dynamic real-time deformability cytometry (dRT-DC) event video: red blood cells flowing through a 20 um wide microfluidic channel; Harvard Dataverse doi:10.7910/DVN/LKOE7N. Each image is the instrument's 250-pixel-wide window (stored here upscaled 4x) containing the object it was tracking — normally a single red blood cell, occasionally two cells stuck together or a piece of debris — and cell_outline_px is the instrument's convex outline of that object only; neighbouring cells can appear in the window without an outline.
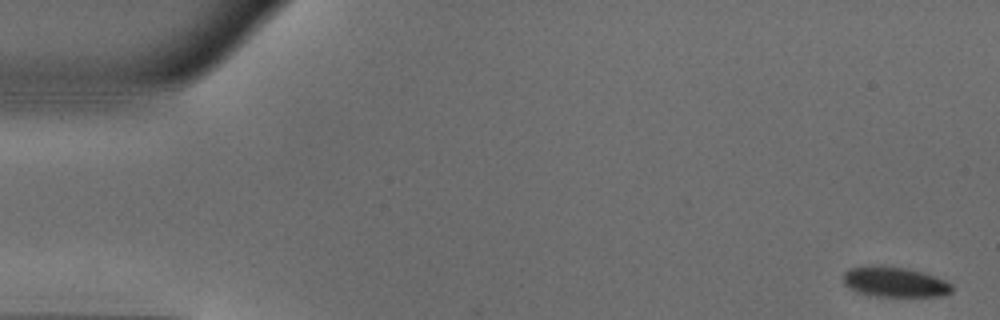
{"species": "common noctule bat (a hibernating species)", "species_latin": "Nyctalus noctula", "temperature_condition": "warm", "stored_images_in_passage": 45, "camera_frame_rate_fps": 3000, "um_per_image_px": 0.085, "animal": {"sex": "male", "body_mass_g": 18.8}, "frame": {"image": 1, "passage_image": 1, "time_ms": 0.0, "image_size_px": [1000, 320], "cell_outline_px": [[952, 292], [940, 296], [868, 296], [856, 292], [848, 288], [844, 284], [844, 272], [848, 268], [904, 268], [920, 272], [944, 280], [952, 284]], "centroid_in_image_um": [76.04, 24.03], "position_along_channel_um": 9.0, "area_um2": 18.38}}
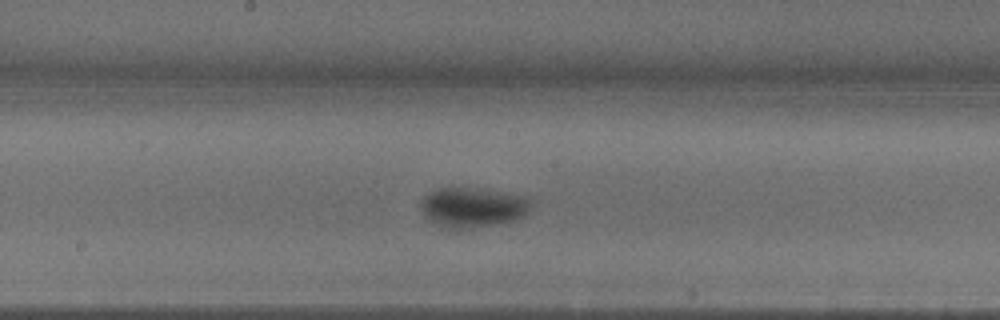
{"frame": {"image": 2, "passage_image": 26, "time_ms": 8.333, "image_size_px": [1000, 320], "cell_outline_px": [[536, 200], [528, 212], [524, 216], [512, 220], [456, 232], [428, 220], [424, 216], [420, 204], [424, 196], [436, 188], [472, 188], [528, 196]], "centroid_in_image_um": [40.2, 17.64], "position_along_channel_um": 208.0, "area_um2": 26.07}}
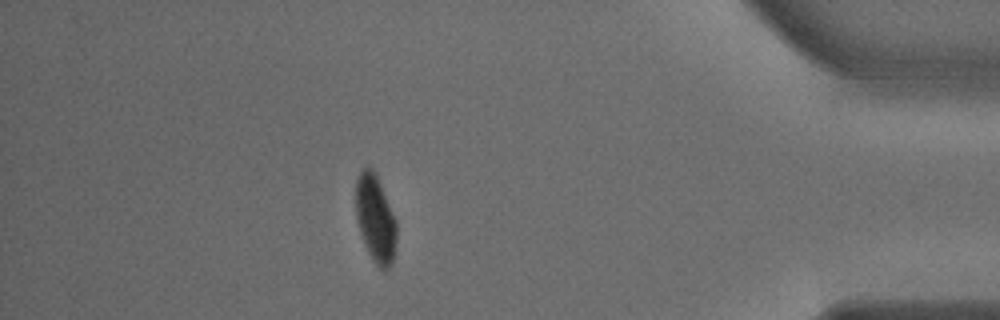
{"frame": {"image": 3, "passage_image": 44, "time_ms": 14.333, "image_size_px": [1000, 320], "cell_outline_px": [[396, 240], [392, 264], [384, 272], [372, 260], [364, 244], [360, 232], [356, 216], [356, 180], [360, 172], [364, 168], [372, 168], [380, 184], [396, 220]], "centroid_in_image_um": [31.91, 18.64], "position_along_channel_um": 403.3, "area_um2": 20.52}}